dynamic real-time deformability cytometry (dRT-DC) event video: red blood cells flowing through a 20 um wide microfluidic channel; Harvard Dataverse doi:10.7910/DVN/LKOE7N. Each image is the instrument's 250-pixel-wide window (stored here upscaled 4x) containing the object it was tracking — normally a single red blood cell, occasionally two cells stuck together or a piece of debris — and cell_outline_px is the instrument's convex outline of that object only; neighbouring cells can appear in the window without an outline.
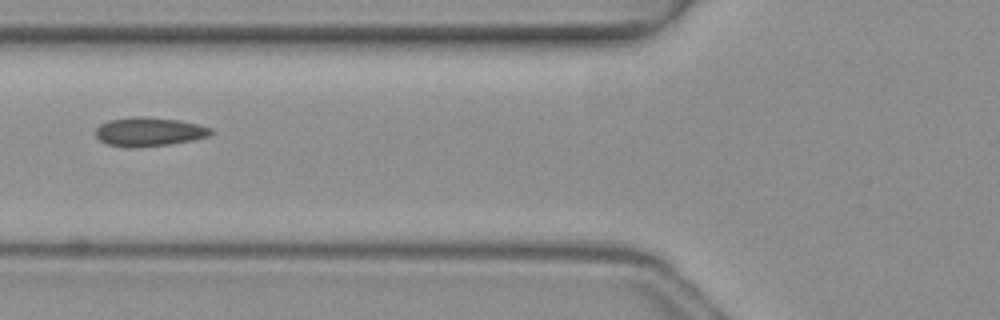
{"species": "common noctule bat (a hibernating species)", "species_latin": "Nyctalus noctula", "temperature_condition": "warm", "stored_images_in_passage": 2, "camera_frame_rate_fps": 3000, "um_per_image_px": 0.085, "animal": {"sex": "female", "body_mass_g": 19.3, "forearm_length_mm": 54.1}, "frame": {"image": 1, "passage_image": 2, "time_ms": 0.333, "image_size_px": [1000, 320], "cell_outline_px": [[212, 132], [208, 136], [192, 140], [168, 144], [136, 148], [124, 148], [108, 144], [100, 140], [96, 136], [96, 128], [100, 124], [108, 120], [132, 116], [140, 116], [176, 120], [196, 124], [212, 128]], "centroid_in_image_um": [12.61, 11.21], "position_along_channel_um": 113.2, "area_um2": 19.36}}